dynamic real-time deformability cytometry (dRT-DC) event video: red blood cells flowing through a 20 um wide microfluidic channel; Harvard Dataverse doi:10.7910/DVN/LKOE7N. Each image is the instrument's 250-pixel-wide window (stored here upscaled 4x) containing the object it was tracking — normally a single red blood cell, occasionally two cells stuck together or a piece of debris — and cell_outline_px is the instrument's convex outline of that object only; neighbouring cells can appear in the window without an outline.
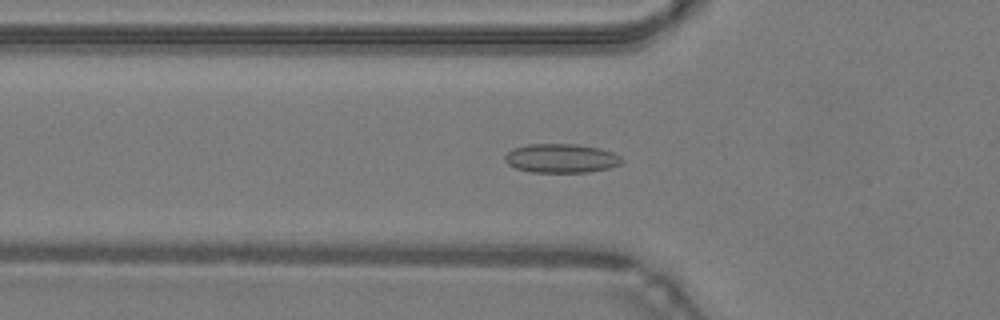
{"species": "common noctule bat (a hibernating species)", "species_latin": "Nyctalus noctula", "temperature_condition": "warm", "stored_images_in_passage": 47, "camera_frame_rate_fps": 3000, "um_per_image_px": 0.085, "animal": {"sex": "male", "body_mass_g": 19.2, "forearm_length_mm": 51.8}, "frame": {"image": 1, "passage_image": 16, "time_ms": 5.0, "image_size_px": [1000, 320], "cell_outline_px": [[624, 160], [620, 164], [608, 168], [588, 172], [528, 172], [516, 168], [508, 164], [504, 160], [504, 156], [512, 148], [528, 144], [576, 144], [600, 148], [612, 152], [620, 156]], "centroid_in_image_um": [47.68, 13.45], "position_along_channel_um": 78.1, "area_um2": 19.83}}
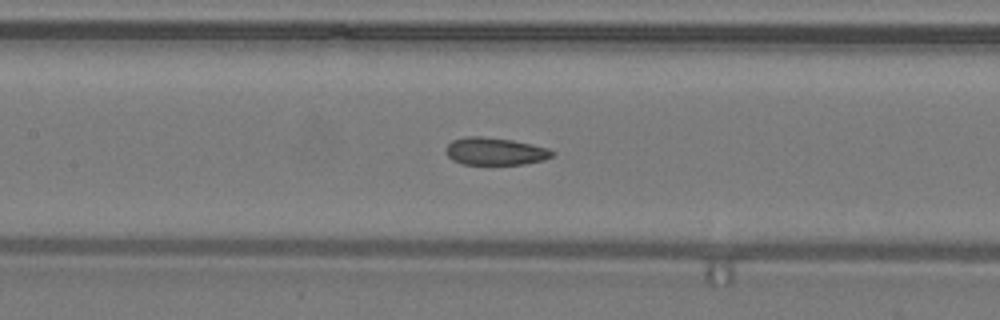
{"frame": {"image": 2, "passage_image": 22, "time_ms": 7.0, "image_size_px": [1000, 320], "cell_outline_px": [[556, 152], [552, 156], [544, 160], [524, 164], [460, 164], [452, 160], [448, 156], [444, 148], [452, 140], [468, 136], [480, 136], [512, 140], [532, 144], [548, 148]], "centroid_in_image_um": [42.07, 12.86], "position_along_channel_um": 165.3, "area_um2": 17.11}}
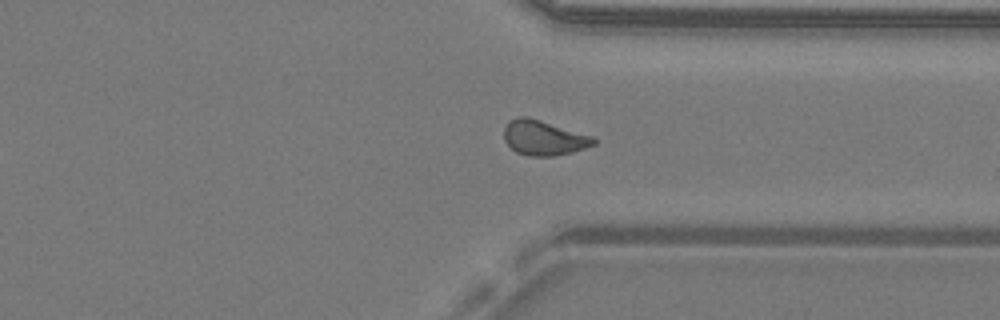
{"frame": {"image": 3, "passage_image": 36, "time_ms": 11.667, "image_size_px": [1000, 320], "cell_outline_px": [[596, 144], [572, 152], [552, 156], [528, 156], [516, 152], [504, 140], [504, 128], [508, 120], [516, 116], [524, 116], [540, 120], [592, 136], [596, 140]], "centroid_in_image_um": [46.18, 11.71], "position_along_channel_um": 365.2, "area_um2": 18.15}, "authors_computed_cell_mechanics": {"area_um2": 18.0336, "velocity_mm_per_s": 4.3094, "shape_relaxation_time_tau1_ms": null, "shape_relaxation_time_tau2_ms": 1.5943, "deformation_change_tau1": null, "deformation_change_tau2": 0.0738}}